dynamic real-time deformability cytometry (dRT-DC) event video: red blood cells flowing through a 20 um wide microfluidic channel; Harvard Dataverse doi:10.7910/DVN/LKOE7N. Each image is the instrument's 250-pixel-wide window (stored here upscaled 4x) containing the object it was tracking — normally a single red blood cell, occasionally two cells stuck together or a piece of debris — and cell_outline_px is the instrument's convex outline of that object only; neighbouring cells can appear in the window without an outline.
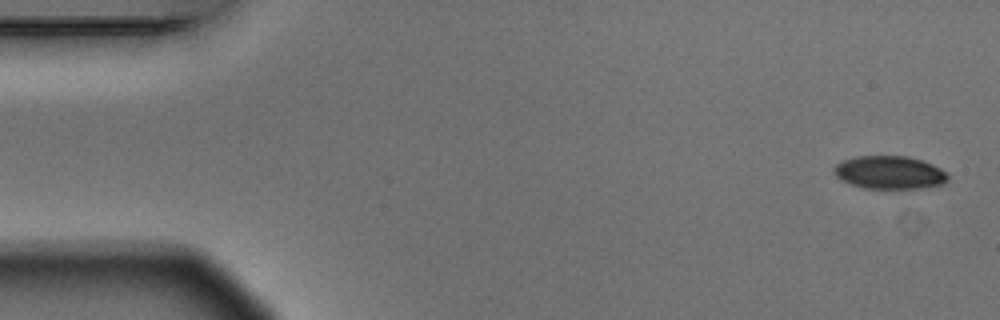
{"species": "Egyptian fruit bat (a non-hibernating species)", "species_latin": "Rousettus aegyptiacus", "temperature_condition": "warm", "stored_images_in_passage": 5, "camera_frame_rate_fps": 3000, "um_per_image_px": 0.085, "animal": {"sex": "male"}, "frame": {"image": 1, "passage_image": 1, "time_ms": 0.0, "image_size_px": [1000, 320], "cell_outline_px": [[948, 180], [944, 184], [920, 188], [864, 188], [840, 180], [836, 176], [832, 168], [836, 164], [844, 160], [856, 156], [908, 156], [932, 164], [948, 172]], "centroid_in_image_um": [75.62, 14.66], "position_along_channel_um": 9.4, "area_um2": 21.96}}
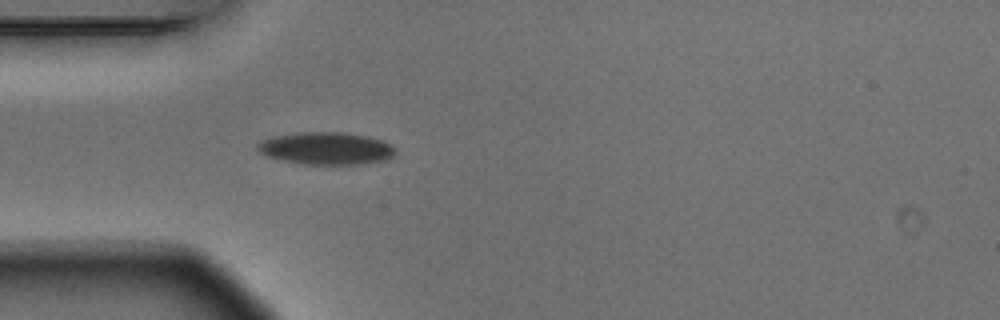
{"frame": {"image": 2, "passage_image": 5, "time_ms": 1.333, "image_size_px": [1000, 320], "cell_outline_px": [[396, 152], [392, 156], [384, 160], [360, 164], [304, 164], [280, 160], [268, 156], [260, 152], [256, 148], [256, 144], [272, 136], [300, 132], [344, 132], [368, 136], [384, 140], [392, 144], [396, 148]], "centroid_in_image_um": [27.75, 12.6], "position_along_channel_um": 57.3, "area_um2": 26.18}}